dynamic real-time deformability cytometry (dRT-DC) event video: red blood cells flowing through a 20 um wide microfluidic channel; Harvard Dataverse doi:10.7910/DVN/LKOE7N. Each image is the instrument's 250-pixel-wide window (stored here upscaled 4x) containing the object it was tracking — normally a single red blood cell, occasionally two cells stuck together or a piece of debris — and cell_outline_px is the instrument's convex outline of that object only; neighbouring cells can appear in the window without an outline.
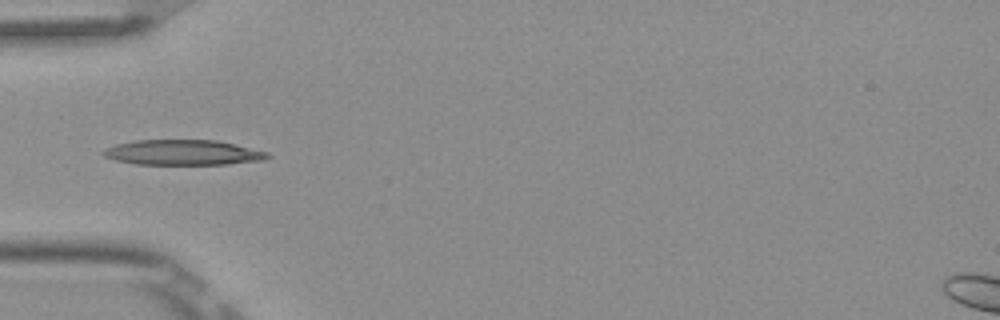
{"species": "Egyptian fruit bat (a non-hibernating species)", "species_latin": "Rousettus aegyptiacus", "temperature_condition": "room temperature", "stored_images_in_passage": 6, "camera_frame_rate_fps": 3000, "um_per_image_px": 0.085, "frame": {"image": 1, "passage_image": 5, "time_ms": 1.333, "image_size_px": [1000, 320], "cell_outline_px": [[272, 156], [268, 160], [228, 164], [136, 164], [116, 160], [104, 156], [100, 152], [116, 144], [136, 140], [216, 140], [268, 152]], "centroid_in_image_um": [15.6, 12.97], "position_along_channel_um": 69.4, "area_um2": 24.1}}
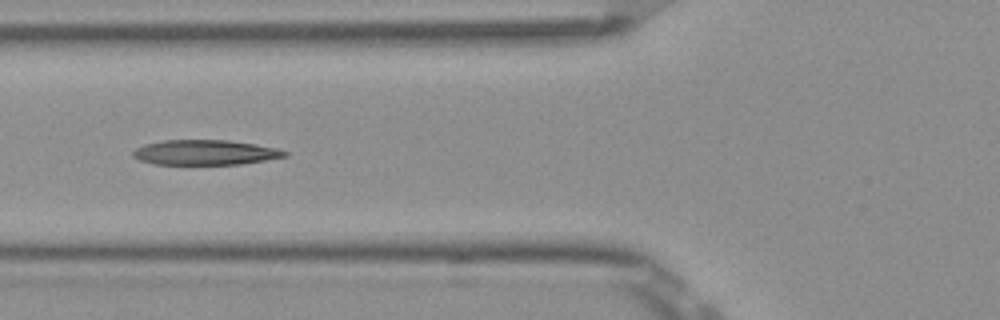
{"frame": {"image": 2, "passage_image": 6, "time_ms": 1.667, "image_size_px": [1000, 320], "cell_outline_px": [[288, 156], [240, 164], [156, 164], [140, 160], [132, 156], [132, 152], [136, 148], [144, 144], [164, 140], [228, 140], [256, 144], [276, 148], [288, 152]], "centroid_in_image_um": [17.43, 12.95], "position_along_channel_um": 108.4, "area_um2": 22.02}}